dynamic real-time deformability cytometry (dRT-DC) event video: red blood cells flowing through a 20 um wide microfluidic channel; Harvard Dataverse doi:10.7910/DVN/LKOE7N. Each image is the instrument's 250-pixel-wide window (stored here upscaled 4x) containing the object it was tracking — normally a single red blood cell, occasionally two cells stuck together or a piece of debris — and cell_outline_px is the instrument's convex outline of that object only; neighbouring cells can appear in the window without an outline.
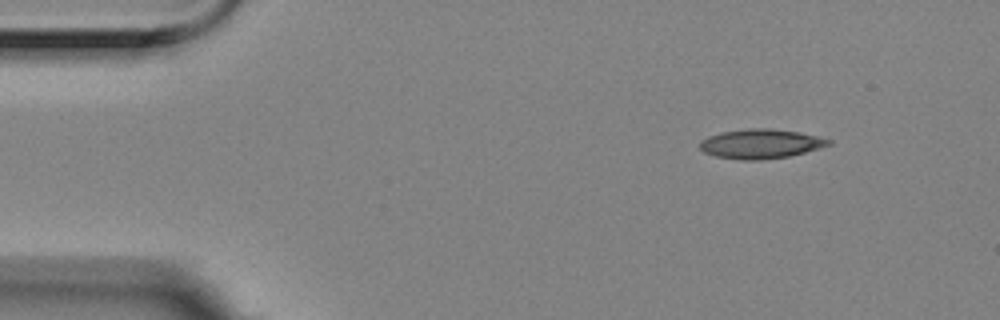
{"species": "Egyptian fruit bat (a non-hibernating species)", "species_latin": "Rousettus aegyptiacus", "temperature_condition": "room temperature", "stored_images_in_passage": 8, "camera_frame_rate_fps": 3000, "um_per_image_px": 0.085, "animal": {"sex": "female"}, "frame": {"image": 1, "passage_image": 1, "time_ms": 0.0, "image_size_px": [1000, 320], "cell_outline_px": [[832, 144], [820, 148], [788, 156], [760, 160], [744, 160], [716, 156], [704, 152], [700, 148], [700, 140], [708, 136], [724, 132], [748, 128], [768, 128], [800, 132], [832, 140]], "centroid_in_image_um": [64.67, 12.22], "position_along_channel_um": 20.3, "area_um2": 21.91}}
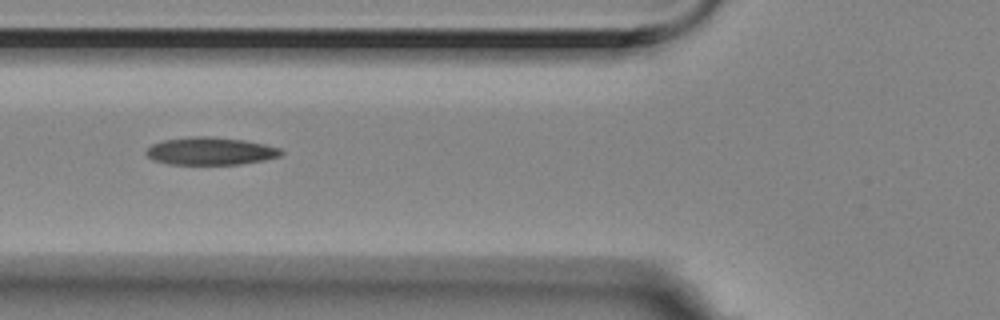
{"frame": {"image": 2, "passage_image": 5, "time_ms": 1.333, "image_size_px": [1000, 320], "cell_outline_px": [[284, 152], [280, 156], [264, 160], [240, 164], [168, 164], [152, 160], [144, 152], [152, 144], [164, 140], [188, 136], [212, 136], [244, 140], [264, 144], [280, 148]], "centroid_in_image_um": [17.88, 12.84], "position_along_channel_um": 107.9, "area_um2": 21.85}}
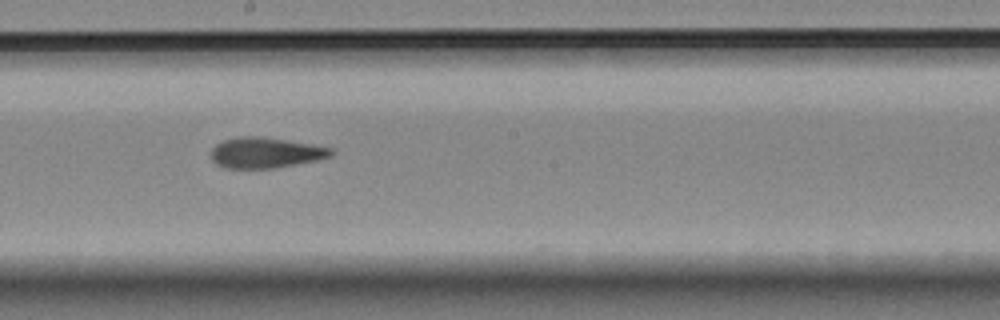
{"frame": {"image": 3, "passage_image": 8, "time_ms": 2.333, "image_size_px": [1000, 320], "cell_outline_px": [[336, 152], [332, 156], [316, 160], [296, 164], [272, 168], [224, 168], [216, 164], [212, 160], [212, 148], [216, 144], [224, 140], [236, 136], [260, 136], [312, 144], [332, 148]], "centroid_in_image_um": [22.57, 12.97], "position_along_channel_um": 225.6, "area_um2": 21.44}}